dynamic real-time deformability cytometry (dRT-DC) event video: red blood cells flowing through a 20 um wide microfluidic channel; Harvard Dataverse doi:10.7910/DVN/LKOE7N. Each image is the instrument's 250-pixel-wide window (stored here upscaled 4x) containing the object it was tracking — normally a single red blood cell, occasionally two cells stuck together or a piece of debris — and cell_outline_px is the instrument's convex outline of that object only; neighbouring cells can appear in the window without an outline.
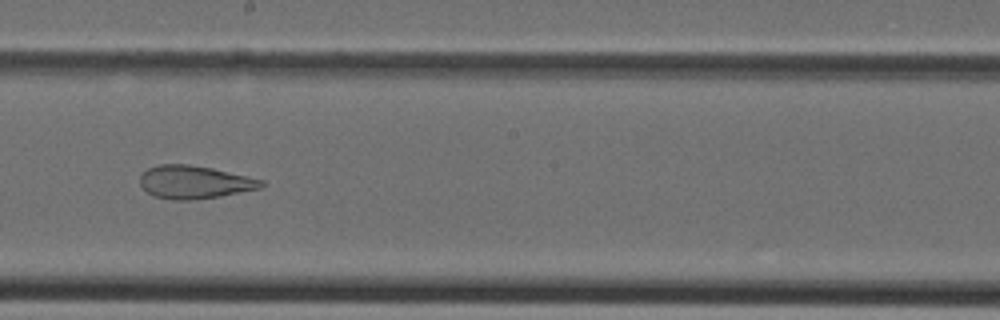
{"species": "Egyptian fruit bat (a non-hibernating species)", "species_latin": "Rousettus aegyptiacus", "temperature_condition": "cold", "stored_images_in_passage": 38, "camera_frame_rate_fps": 3000, "um_per_image_px": 0.085, "animal": {"sex": "female"}, "frame": {"image": 1, "passage_image": 21, "time_ms": 6.667, "image_size_px": [1000, 320], "cell_outline_px": [[264, 184], [260, 188], [220, 196], [192, 200], [172, 200], [152, 196], [140, 184], [140, 176], [148, 168], [160, 164], [188, 164], [212, 168], [264, 180]], "centroid_in_image_um": [16.51, 15.48], "position_along_channel_um": 231.7, "area_um2": 23.24}}
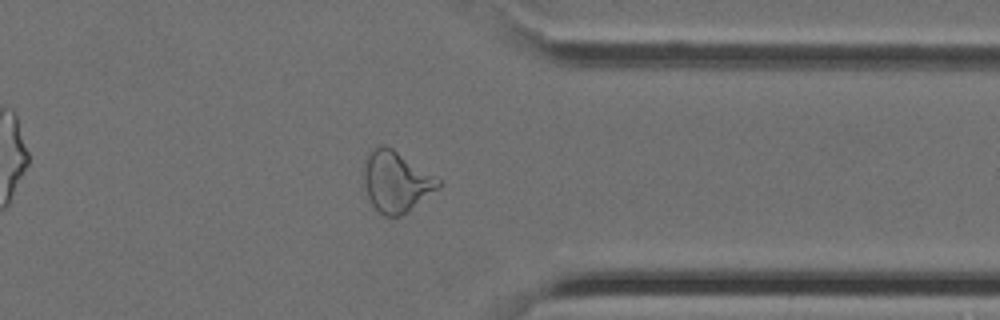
{"frame": {"image": 2, "passage_image": 30, "time_ms": 9.667, "image_size_px": [1000, 320], "cell_outline_px": [[444, 184], [400, 216], [384, 216], [372, 204], [364, 188], [364, 168], [368, 156], [380, 144], [384, 144], [392, 148], [440, 180]], "centroid_in_image_um": [33.67, 15.44], "position_along_channel_um": 377.7, "area_um2": 25.66}}
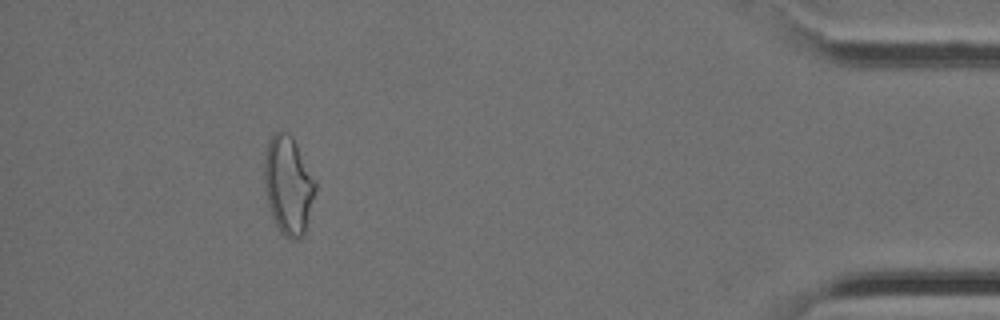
{"frame": {"image": 3, "passage_image": 35, "time_ms": 11.333, "image_size_px": [1000, 320], "cell_outline_px": [[316, 188], [304, 236], [300, 240], [292, 240], [284, 236], [280, 232], [272, 216], [268, 204], [264, 188], [264, 156], [268, 140], [272, 132], [288, 132], [292, 136], [316, 180]], "centroid_in_image_um": [24.49, 15.75], "position_along_channel_um": 410.7, "area_um2": 29.59}}